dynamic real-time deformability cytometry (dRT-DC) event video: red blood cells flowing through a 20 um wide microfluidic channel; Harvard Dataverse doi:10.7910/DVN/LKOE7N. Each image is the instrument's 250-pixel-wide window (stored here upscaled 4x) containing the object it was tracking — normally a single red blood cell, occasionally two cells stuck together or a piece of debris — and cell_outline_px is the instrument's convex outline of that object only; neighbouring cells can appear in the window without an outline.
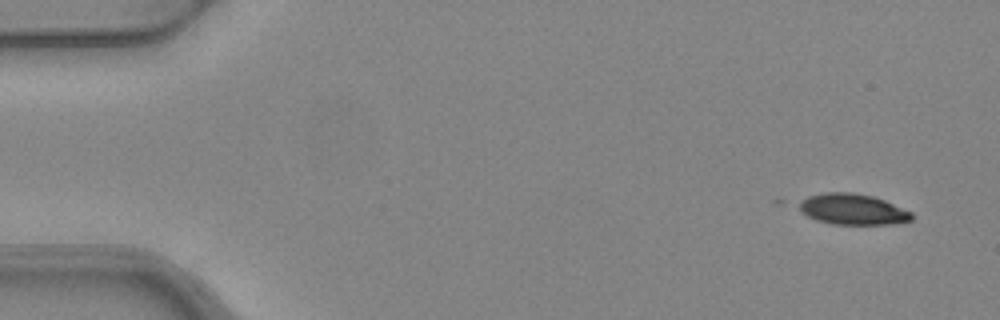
{"species": "common noctule bat (a hibernating species)", "species_latin": "Nyctalus noctula", "temperature_condition": "warm", "stored_images_in_passage": 6, "camera_frame_rate_fps": 3000, "um_per_image_px": 0.085, "animal": {"sex": "female", "body_mass_g": 24.6, "forearm_length_mm": 56.2}, "frame": {"image": 1, "passage_image": 1, "time_ms": 0.0, "image_size_px": [1000, 320], "cell_outline_px": [[912, 220], [892, 224], [832, 224], [816, 220], [800, 212], [792, 204], [808, 196], [824, 192], [852, 192], [872, 196], [884, 200], [912, 212]], "centroid_in_image_um": [72.38, 17.78], "position_along_channel_um": 12.6, "area_um2": 20.58}}
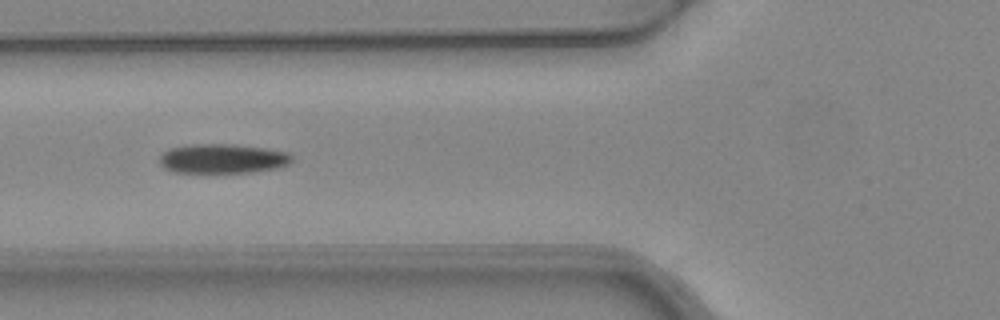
{"frame": {"image": 2, "passage_image": 5, "time_ms": 1.333, "image_size_px": [1000, 320], "cell_outline_px": [[292, 160], [288, 164], [276, 168], [252, 172], [176, 172], [164, 168], [160, 164], [160, 156], [168, 148], [188, 144], [236, 144], [264, 148], [288, 152], [292, 156]], "centroid_in_image_um": [18.91, 13.47], "position_along_channel_um": 106.9, "area_um2": 22.72}}
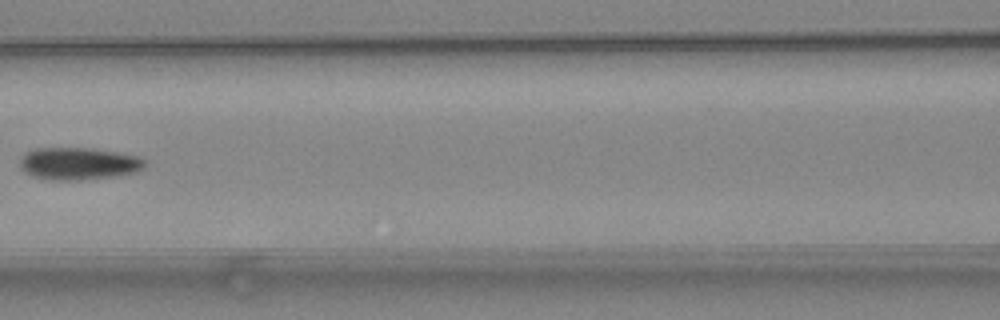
{"frame": {"image": 3, "passage_image": 6, "time_ms": 1.667, "image_size_px": [1000, 320], "cell_outline_px": [[144, 168], [136, 172], [116, 176], [76, 180], [52, 180], [32, 176], [24, 172], [20, 168], [20, 160], [28, 152], [36, 148], [92, 148], [140, 156], [144, 160]], "centroid_in_image_um": [6.69, 13.91], "position_along_channel_um": 159.9, "area_um2": 23.47}}